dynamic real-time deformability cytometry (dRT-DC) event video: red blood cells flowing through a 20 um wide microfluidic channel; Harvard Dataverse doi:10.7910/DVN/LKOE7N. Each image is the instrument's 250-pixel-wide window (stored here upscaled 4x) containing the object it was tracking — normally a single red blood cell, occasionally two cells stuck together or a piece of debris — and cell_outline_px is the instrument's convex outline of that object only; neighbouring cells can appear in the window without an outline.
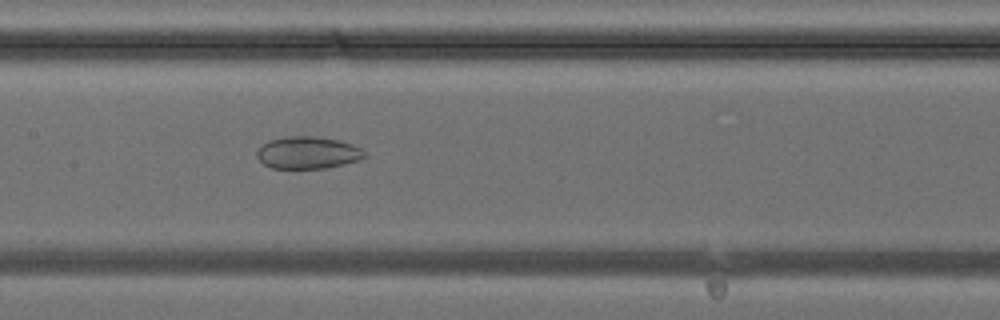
{"species": "common noctule bat (a hibernating species)", "species_latin": "Nyctalus noctula", "temperature_condition": "cold", "stored_images_in_passage": 29, "camera_frame_rate_fps": 3000, "um_per_image_px": 0.085, "animal": {"sex": "female", "body_mass_g": 24.6, "forearm_length_mm": 56.2}, "frame": {"image": 1, "passage_image": 9, "time_ms": 2.667, "image_size_px": [1000, 320], "cell_outline_px": [[368, 156], [360, 160], [344, 164], [324, 168], [272, 168], [264, 164], [256, 156], [256, 152], [268, 140], [284, 136], [312, 136], [336, 140], [352, 144], [360, 148]], "centroid_in_image_um": [26.16, 12.98], "position_along_channel_um": 181.2, "area_um2": 20.11}}
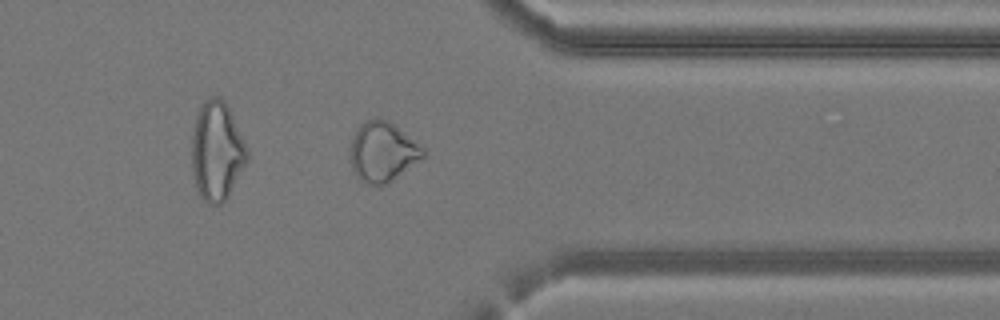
{"frame": {"image": 2, "passage_image": 21, "time_ms": 6.667, "image_size_px": [1000, 320], "cell_outline_px": [[424, 156], [388, 184], [380, 188], [368, 184], [360, 180], [356, 176], [352, 168], [348, 152], [352, 136], [360, 124], [376, 116], [388, 120], [424, 148]], "centroid_in_image_um": [32.46, 12.92], "position_along_channel_um": 378.9, "area_um2": 25.72}}